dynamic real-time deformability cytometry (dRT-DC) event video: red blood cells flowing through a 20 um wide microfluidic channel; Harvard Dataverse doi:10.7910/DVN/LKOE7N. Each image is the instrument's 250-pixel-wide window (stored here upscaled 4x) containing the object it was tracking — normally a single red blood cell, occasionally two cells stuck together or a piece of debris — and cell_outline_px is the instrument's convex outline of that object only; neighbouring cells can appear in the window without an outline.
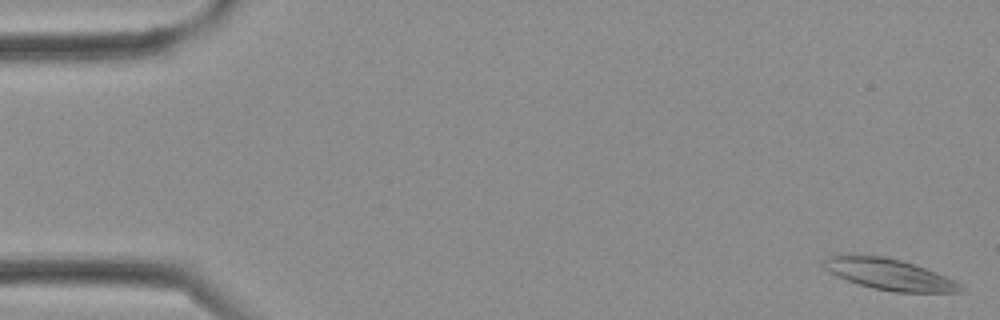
{"species": "Egyptian fruit bat (a non-hibernating species)", "species_latin": "Rousettus aegyptiacus", "temperature_condition": "cold", "stored_images_in_passage": 3, "camera_frame_rate_fps": 3000, "um_per_image_px": 0.085, "frame": {"image": 1, "passage_image": 1, "time_ms": 0.0, "image_size_px": [1000, 320], "cell_outline_px": [[964, 292], [896, 292], [872, 288], [836, 276], [828, 272], [820, 264], [820, 260], [836, 252], [884, 256], [900, 260], [936, 272], [956, 280], [964, 288]], "centroid_in_image_um": [75.48, 23.28], "position_along_channel_um": 9.5, "area_um2": 25.43}}
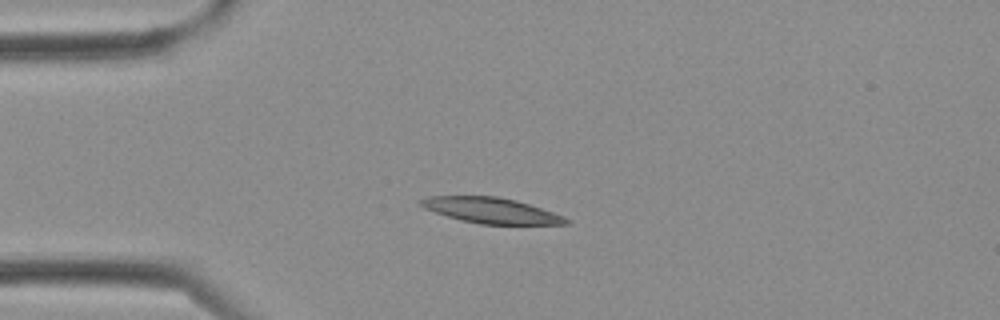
{"frame": {"image": 2, "passage_image": 3, "time_ms": 0.667, "image_size_px": [1000, 320], "cell_outline_px": [[572, 220], [568, 224], [480, 224], [460, 220], [424, 208], [416, 204], [416, 200], [428, 196], [496, 196], [516, 200], [564, 216]], "centroid_in_image_um": [41.7, 17.88], "position_along_channel_um": 43.3, "area_um2": 21.68}}